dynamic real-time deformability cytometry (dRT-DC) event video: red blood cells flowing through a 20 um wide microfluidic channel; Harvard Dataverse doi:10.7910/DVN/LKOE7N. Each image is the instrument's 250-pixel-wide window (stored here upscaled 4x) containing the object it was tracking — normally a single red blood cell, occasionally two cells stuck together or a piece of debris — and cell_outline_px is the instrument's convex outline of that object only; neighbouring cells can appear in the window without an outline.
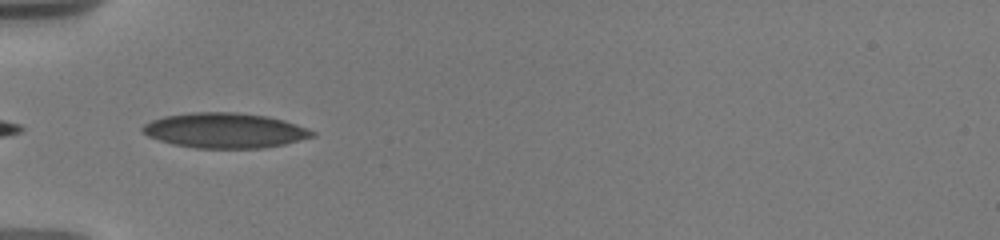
{"species": "human", "species_latin": "Homo sapiens", "temperature_condition": "warm", "stored_images_in_passage": 57, "camera_frame_rate_fps": 3000, "um_per_image_px": 0.085, "donor": {"sex": "male"}, "frame": {"image": 1, "passage_image": 1, "time_ms": 0.0, "image_size_px": [1000, 240], "cell_outline_px": [[316, 136], [284, 144], [264, 148], [196, 148], [172, 144], [148, 136], [140, 128], [144, 124], [152, 120], [164, 116], [192, 112], [236, 112], [268, 116], [284, 120], [316, 132]], "centroid_in_image_um": [19.11, 11.09], "position_along_channel_um": 65.9, "area_um2": 34.68}}
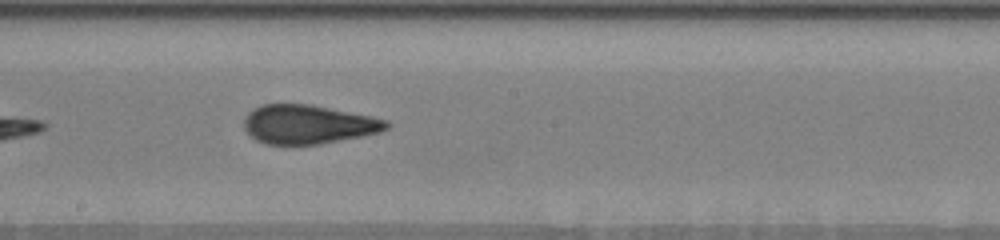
{"frame": {"image": 2, "passage_image": 22, "time_ms": 4.333, "image_size_px": [1000, 240], "cell_outline_px": [[392, 124], [388, 128], [380, 132], [364, 136], [320, 144], [264, 144], [256, 140], [244, 128], [244, 120], [248, 112], [252, 108], [260, 104], [312, 104], [372, 116], [388, 120]], "centroid_in_image_um": [26.22, 10.56], "position_along_channel_um": 222.0, "area_um2": 32.66}}
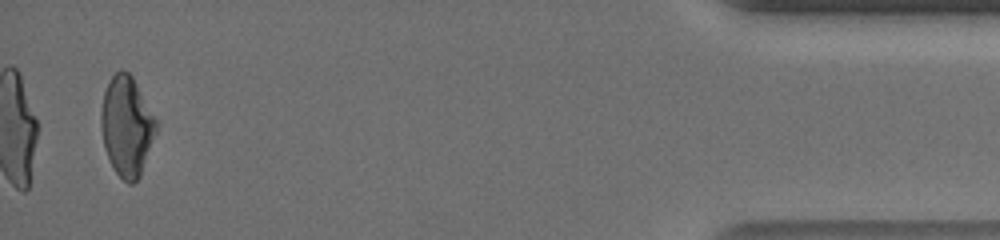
{"frame": {"image": 3, "passage_image": 54, "time_ms": 11.667, "image_size_px": [1000, 240], "cell_outline_px": [[156, 132], [140, 176], [132, 184], [128, 184], [116, 172], [104, 148], [100, 124], [100, 112], [104, 92], [108, 80], [120, 68], [128, 72], [132, 76], [156, 120]], "centroid_in_image_um": [10.74, 10.71], "position_along_channel_um": 424.5, "area_um2": 31.73}, "authors_computed_cell_mechanics": {"area_um2": 32.3102, "velocity_mm_per_s": 3.6789, "shape_relaxation_time_tau1_ms": 6.4481, "shape_relaxation_time_tau2_ms": 1.1229, "deformation_change_tau1": 0.213, "deformation_change_tau2": 0.0825}}